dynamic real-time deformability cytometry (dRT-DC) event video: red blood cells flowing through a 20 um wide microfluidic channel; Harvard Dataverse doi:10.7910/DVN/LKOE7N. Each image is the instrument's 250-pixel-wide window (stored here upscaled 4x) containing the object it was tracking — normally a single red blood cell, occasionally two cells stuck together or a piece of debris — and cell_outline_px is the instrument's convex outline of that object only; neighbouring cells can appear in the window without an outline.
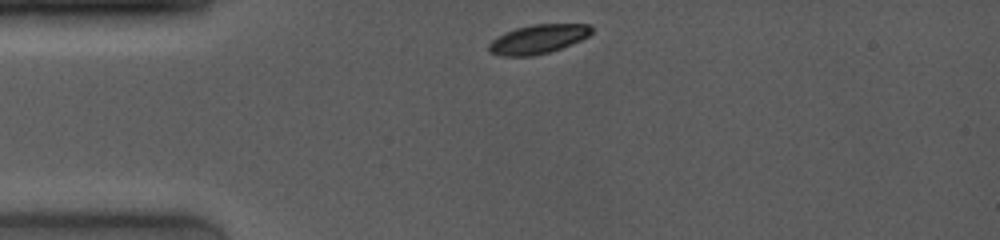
{"species": "common noctule bat (a hibernating species)", "species_latin": "Nyctalus noctula", "temperature_condition": "room temperature", "stored_images_in_passage": 5, "camera_frame_rate_fps": 4000, "um_per_image_px": 0.085, "animal": {"sex": "female", "body_mass_g": 19.0, "forearm_length_mm": 53.3}, "frame": {"image": 1, "passage_image": 1, "time_ms": 0.0, "image_size_px": [1000, 240], "cell_outline_px": [[592, 32], [588, 36], [580, 40], [560, 48], [548, 52], [532, 56], [500, 56], [488, 52], [488, 44], [496, 36], [504, 32], [516, 28], [532, 24], [588, 24], [592, 28]], "centroid_in_image_um": [45.67, 3.32], "position_along_channel_um": 39.3, "area_um2": 17.4}}